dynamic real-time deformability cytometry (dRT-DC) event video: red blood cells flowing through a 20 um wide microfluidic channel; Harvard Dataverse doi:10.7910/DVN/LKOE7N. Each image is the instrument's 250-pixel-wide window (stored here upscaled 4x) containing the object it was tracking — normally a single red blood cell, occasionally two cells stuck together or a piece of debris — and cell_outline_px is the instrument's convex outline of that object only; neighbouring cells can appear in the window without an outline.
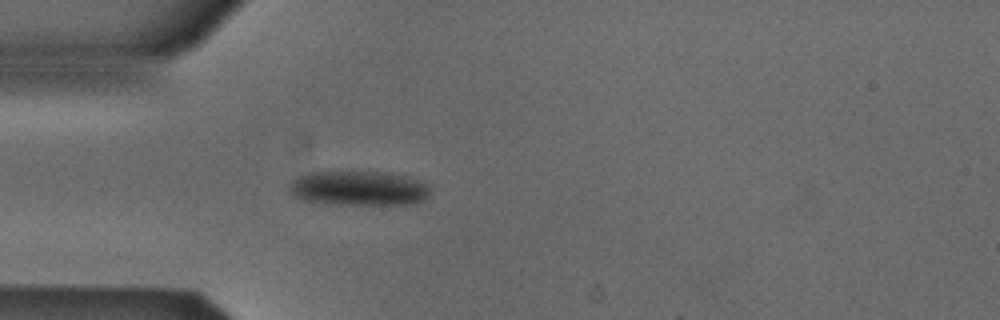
{"species": "Egyptian fruit bat (a non-hibernating species)", "species_latin": "Rousettus aegyptiacus", "temperature_condition": "cold", "stored_images_in_passage": 3, "camera_frame_rate_fps": 3000, "um_per_image_px": 0.085, "animal": {"sex": "male"}, "frame": {"image": 1, "passage_image": 3, "time_ms": 0.667, "image_size_px": [1000, 320], "cell_outline_px": [[428, 196], [424, 200], [416, 204], [328, 204], [300, 200], [292, 196], [288, 188], [288, 184], [296, 176], [308, 172], [388, 172], [408, 176], [428, 184]], "centroid_in_image_um": [30.44, 16.0], "position_along_channel_um": 54.6, "area_um2": 28.9}}